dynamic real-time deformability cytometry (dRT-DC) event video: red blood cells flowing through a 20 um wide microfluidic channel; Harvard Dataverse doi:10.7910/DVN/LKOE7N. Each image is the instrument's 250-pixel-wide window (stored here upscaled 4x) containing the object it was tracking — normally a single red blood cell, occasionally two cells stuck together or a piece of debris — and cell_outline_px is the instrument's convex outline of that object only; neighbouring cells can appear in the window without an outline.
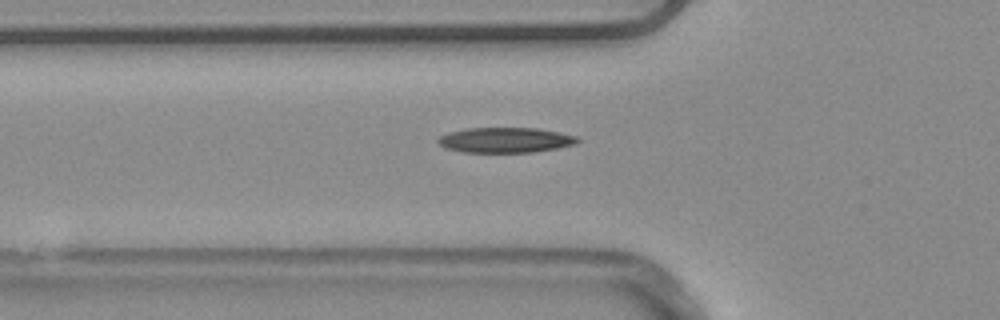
{"species": "common noctule bat (a hibernating species)", "species_latin": "Nyctalus noctula", "temperature_condition": "warm", "stored_images_in_passage": 32, "camera_frame_rate_fps": 3000, "um_per_image_px": 0.085, "animal": {"sex": "male", "body_mass_g": 20.4}, "frame": {"image": 1, "passage_image": 5, "time_ms": 1.333, "image_size_px": [1000, 320], "cell_outline_px": [[580, 140], [576, 144], [556, 148], [532, 152], [464, 152], [448, 148], [440, 144], [436, 140], [440, 136], [448, 132], [468, 128], [536, 128], [576, 136]], "centroid_in_image_um": [42.95, 11.9], "position_along_channel_um": 82.9, "area_um2": 20.23}}
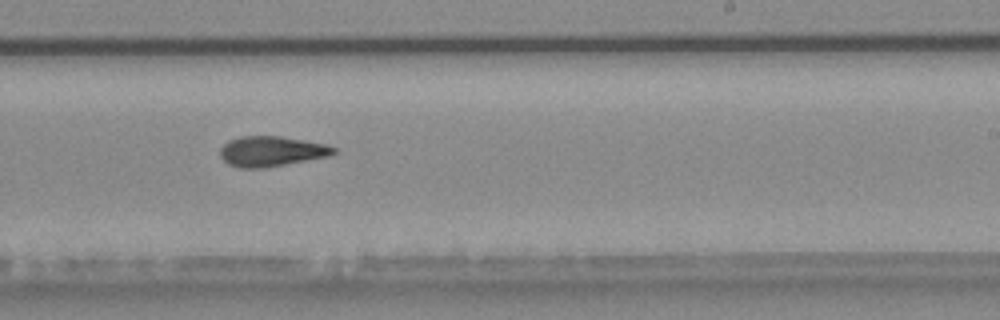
{"frame": {"image": 2, "passage_image": 19, "time_ms": 6.0, "image_size_px": [1000, 320], "cell_outline_px": [[340, 152], [328, 156], [264, 168], [240, 168], [228, 164], [220, 156], [220, 148], [228, 140], [240, 136], [280, 136], [328, 144], [336, 148]], "centroid_in_image_um": [23.09, 12.85], "position_along_channel_um": 265.9, "area_um2": 20.11}, "authors_computed_cell_mechanics": {"area_um2": 19.9988, "velocity_mm_per_s": 3.9192, "shape_relaxation_time_tau1_ms": 5.9305, "shape_relaxation_time_tau2_ms": 3.9418, "deformation_change_tau1": 0.169, "deformation_change_tau2": 0.1382}}